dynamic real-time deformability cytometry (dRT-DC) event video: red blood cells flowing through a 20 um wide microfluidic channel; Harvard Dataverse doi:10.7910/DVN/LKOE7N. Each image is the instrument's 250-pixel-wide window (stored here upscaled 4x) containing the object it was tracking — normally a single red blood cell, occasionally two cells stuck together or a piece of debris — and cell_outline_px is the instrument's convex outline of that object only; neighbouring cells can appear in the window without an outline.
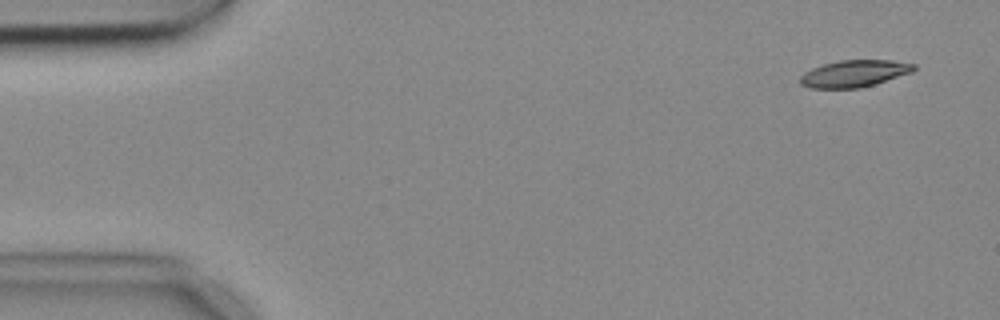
{"species": "common noctule bat (a hibernating species)", "species_latin": "Nyctalus noctula", "temperature_condition": "cold", "stored_images_in_passage": 3, "camera_frame_rate_fps": 3000, "um_per_image_px": 0.085, "animal": {"sex": "female", "body_mass_g": 18.4}, "frame": {"image": 1, "passage_image": 1, "time_ms": 0.0, "image_size_px": [1000, 320], "cell_outline_px": [[916, 68], [912, 72], [860, 88], [808, 88], [800, 84], [800, 76], [804, 72], [812, 68], [824, 64], [840, 60], [892, 60], [916, 64]], "centroid_in_image_um": [72.59, 6.25], "position_along_channel_um": 12.4, "area_um2": 17.74}}